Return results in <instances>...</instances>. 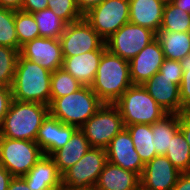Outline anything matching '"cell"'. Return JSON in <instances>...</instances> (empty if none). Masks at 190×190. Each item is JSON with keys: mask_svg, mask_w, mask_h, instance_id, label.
Masks as SVG:
<instances>
[{"mask_svg": "<svg viewBox=\"0 0 190 190\" xmlns=\"http://www.w3.org/2000/svg\"><path fill=\"white\" fill-rule=\"evenodd\" d=\"M52 72L20 54L16 63L12 96L20 102L50 105Z\"/></svg>", "mask_w": 190, "mask_h": 190, "instance_id": "cell-1", "label": "cell"}, {"mask_svg": "<svg viewBox=\"0 0 190 190\" xmlns=\"http://www.w3.org/2000/svg\"><path fill=\"white\" fill-rule=\"evenodd\" d=\"M129 61L106 50L99 62L92 91L104 102L113 104L132 86Z\"/></svg>", "mask_w": 190, "mask_h": 190, "instance_id": "cell-2", "label": "cell"}, {"mask_svg": "<svg viewBox=\"0 0 190 190\" xmlns=\"http://www.w3.org/2000/svg\"><path fill=\"white\" fill-rule=\"evenodd\" d=\"M49 114V106L37 102L12 100L0 125V136L36 141L38 130Z\"/></svg>", "mask_w": 190, "mask_h": 190, "instance_id": "cell-3", "label": "cell"}, {"mask_svg": "<svg viewBox=\"0 0 190 190\" xmlns=\"http://www.w3.org/2000/svg\"><path fill=\"white\" fill-rule=\"evenodd\" d=\"M103 104L90 86H82L71 94L55 98L49 105V113L64 124L80 129Z\"/></svg>", "mask_w": 190, "mask_h": 190, "instance_id": "cell-4", "label": "cell"}, {"mask_svg": "<svg viewBox=\"0 0 190 190\" xmlns=\"http://www.w3.org/2000/svg\"><path fill=\"white\" fill-rule=\"evenodd\" d=\"M113 104L118 108L125 126L154 124L168 114L143 85L130 86Z\"/></svg>", "mask_w": 190, "mask_h": 190, "instance_id": "cell-5", "label": "cell"}, {"mask_svg": "<svg viewBox=\"0 0 190 190\" xmlns=\"http://www.w3.org/2000/svg\"><path fill=\"white\" fill-rule=\"evenodd\" d=\"M43 155L35 141L0 136V165L13 177L26 175Z\"/></svg>", "mask_w": 190, "mask_h": 190, "instance_id": "cell-6", "label": "cell"}, {"mask_svg": "<svg viewBox=\"0 0 190 190\" xmlns=\"http://www.w3.org/2000/svg\"><path fill=\"white\" fill-rule=\"evenodd\" d=\"M125 128L123 118L114 104L104 103L80 130L91 147L106 149L111 140Z\"/></svg>", "mask_w": 190, "mask_h": 190, "instance_id": "cell-7", "label": "cell"}, {"mask_svg": "<svg viewBox=\"0 0 190 190\" xmlns=\"http://www.w3.org/2000/svg\"><path fill=\"white\" fill-rule=\"evenodd\" d=\"M107 161L106 149L92 147L62 174V187L71 190L95 187Z\"/></svg>", "mask_w": 190, "mask_h": 190, "instance_id": "cell-8", "label": "cell"}, {"mask_svg": "<svg viewBox=\"0 0 190 190\" xmlns=\"http://www.w3.org/2000/svg\"><path fill=\"white\" fill-rule=\"evenodd\" d=\"M83 17L106 41L129 22V0H104L90 9Z\"/></svg>", "mask_w": 190, "mask_h": 190, "instance_id": "cell-9", "label": "cell"}, {"mask_svg": "<svg viewBox=\"0 0 190 190\" xmlns=\"http://www.w3.org/2000/svg\"><path fill=\"white\" fill-rule=\"evenodd\" d=\"M156 38L157 33L153 30L128 22L113 33L105 45L112 54L130 61Z\"/></svg>", "mask_w": 190, "mask_h": 190, "instance_id": "cell-10", "label": "cell"}, {"mask_svg": "<svg viewBox=\"0 0 190 190\" xmlns=\"http://www.w3.org/2000/svg\"><path fill=\"white\" fill-rule=\"evenodd\" d=\"M60 42L63 58L93 50H107L105 41L84 17L66 25Z\"/></svg>", "mask_w": 190, "mask_h": 190, "instance_id": "cell-11", "label": "cell"}, {"mask_svg": "<svg viewBox=\"0 0 190 190\" xmlns=\"http://www.w3.org/2000/svg\"><path fill=\"white\" fill-rule=\"evenodd\" d=\"M19 54L51 72L62 68L63 65L64 58L60 39L35 38L22 45Z\"/></svg>", "mask_w": 190, "mask_h": 190, "instance_id": "cell-12", "label": "cell"}, {"mask_svg": "<svg viewBox=\"0 0 190 190\" xmlns=\"http://www.w3.org/2000/svg\"><path fill=\"white\" fill-rule=\"evenodd\" d=\"M180 173L165 155H157L145 164L140 186L147 190H172Z\"/></svg>", "mask_w": 190, "mask_h": 190, "instance_id": "cell-13", "label": "cell"}, {"mask_svg": "<svg viewBox=\"0 0 190 190\" xmlns=\"http://www.w3.org/2000/svg\"><path fill=\"white\" fill-rule=\"evenodd\" d=\"M164 54L156 38L129 61L130 79L133 85H142L153 77L164 61Z\"/></svg>", "mask_w": 190, "mask_h": 190, "instance_id": "cell-14", "label": "cell"}, {"mask_svg": "<svg viewBox=\"0 0 190 190\" xmlns=\"http://www.w3.org/2000/svg\"><path fill=\"white\" fill-rule=\"evenodd\" d=\"M106 154L109 162L141 176L145 164L136 152L132 138L126 128L111 140L106 148Z\"/></svg>", "mask_w": 190, "mask_h": 190, "instance_id": "cell-15", "label": "cell"}, {"mask_svg": "<svg viewBox=\"0 0 190 190\" xmlns=\"http://www.w3.org/2000/svg\"><path fill=\"white\" fill-rule=\"evenodd\" d=\"M142 85L168 114L182 113L179 85L174 83V79L157 72Z\"/></svg>", "mask_w": 190, "mask_h": 190, "instance_id": "cell-16", "label": "cell"}, {"mask_svg": "<svg viewBox=\"0 0 190 190\" xmlns=\"http://www.w3.org/2000/svg\"><path fill=\"white\" fill-rule=\"evenodd\" d=\"M30 190H61L62 175L51 156L43 155L29 172L22 176Z\"/></svg>", "mask_w": 190, "mask_h": 190, "instance_id": "cell-17", "label": "cell"}, {"mask_svg": "<svg viewBox=\"0 0 190 190\" xmlns=\"http://www.w3.org/2000/svg\"><path fill=\"white\" fill-rule=\"evenodd\" d=\"M106 50H93L63 59L62 68L83 86H91L95 79L100 59Z\"/></svg>", "mask_w": 190, "mask_h": 190, "instance_id": "cell-18", "label": "cell"}, {"mask_svg": "<svg viewBox=\"0 0 190 190\" xmlns=\"http://www.w3.org/2000/svg\"><path fill=\"white\" fill-rule=\"evenodd\" d=\"M164 6L157 0H129V22L157 33L162 24Z\"/></svg>", "mask_w": 190, "mask_h": 190, "instance_id": "cell-19", "label": "cell"}, {"mask_svg": "<svg viewBox=\"0 0 190 190\" xmlns=\"http://www.w3.org/2000/svg\"><path fill=\"white\" fill-rule=\"evenodd\" d=\"M140 187V176L127 171L109 161L106 162L99 175L96 189L99 190H138Z\"/></svg>", "mask_w": 190, "mask_h": 190, "instance_id": "cell-20", "label": "cell"}, {"mask_svg": "<svg viewBox=\"0 0 190 190\" xmlns=\"http://www.w3.org/2000/svg\"><path fill=\"white\" fill-rule=\"evenodd\" d=\"M91 148L84 133L77 129L66 145L55 151L51 157L57 166L58 172L62 175L70 167L74 166Z\"/></svg>", "mask_w": 190, "mask_h": 190, "instance_id": "cell-21", "label": "cell"}, {"mask_svg": "<svg viewBox=\"0 0 190 190\" xmlns=\"http://www.w3.org/2000/svg\"><path fill=\"white\" fill-rule=\"evenodd\" d=\"M157 39L165 59L181 61L190 54V32L158 31Z\"/></svg>", "mask_w": 190, "mask_h": 190, "instance_id": "cell-22", "label": "cell"}, {"mask_svg": "<svg viewBox=\"0 0 190 190\" xmlns=\"http://www.w3.org/2000/svg\"><path fill=\"white\" fill-rule=\"evenodd\" d=\"M125 128L128 130L135 150L144 164L157 156L151 124H133L125 126Z\"/></svg>", "mask_w": 190, "mask_h": 190, "instance_id": "cell-23", "label": "cell"}, {"mask_svg": "<svg viewBox=\"0 0 190 190\" xmlns=\"http://www.w3.org/2000/svg\"><path fill=\"white\" fill-rule=\"evenodd\" d=\"M155 152L165 155L171 139L179 131V114H167L163 119L151 124Z\"/></svg>", "mask_w": 190, "mask_h": 190, "instance_id": "cell-24", "label": "cell"}, {"mask_svg": "<svg viewBox=\"0 0 190 190\" xmlns=\"http://www.w3.org/2000/svg\"><path fill=\"white\" fill-rule=\"evenodd\" d=\"M165 156L180 172H190V146L180 130L171 139Z\"/></svg>", "mask_w": 190, "mask_h": 190, "instance_id": "cell-25", "label": "cell"}, {"mask_svg": "<svg viewBox=\"0 0 190 190\" xmlns=\"http://www.w3.org/2000/svg\"><path fill=\"white\" fill-rule=\"evenodd\" d=\"M33 16L38 24L40 37L60 39L67 24L52 9L45 8L33 13Z\"/></svg>", "mask_w": 190, "mask_h": 190, "instance_id": "cell-26", "label": "cell"}, {"mask_svg": "<svg viewBox=\"0 0 190 190\" xmlns=\"http://www.w3.org/2000/svg\"><path fill=\"white\" fill-rule=\"evenodd\" d=\"M159 31L190 32V13L174 6L171 2L167 3L164 6Z\"/></svg>", "mask_w": 190, "mask_h": 190, "instance_id": "cell-27", "label": "cell"}, {"mask_svg": "<svg viewBox=\"0 0 190 190\" xmlns=\"http://www.w3.org/2000/svg\"><path fill=\"white\" fill-rule=\"evenodd\" d=\"M83 85L63 68L56 69L51 74V98L50 103L59 97L71 94Z\"/></svg>", "mask_w": 190, "mask_h": 190, "instance_id": "cell-28", "label": "cell"}, {"mask_svg": "<svg viewBox=\"0 0 190 190\" xmlns=\"http://www.w3.org/2000/svg\"><path fill=\"white\" fill-rule=\"evenodd\" d=\"M15 29L19 45L40 37L38 24L32 13L22 10L14 11Z\"/></svg>", "mask_w": 190, "mask_h": 190, "instance_id": "cell-29", "label": "cell"}, {"mask_svg": "<svg viewBox=\"0 0 190 190\" xmlns=\"http://www.w3.org/2000/svg\"><path fill=\"white\" fill-rule=\"evenodd\" d=\"M18 55L19 50L0 46V87H12Z\"/></svg>", "mask_w": 190, "mask_h": 190, "instance_id": "cell-30", "label": "cell"}, {"mask_svg": "<svg viewBox=\"0 0 190 190\" xmlns=\"http://www.w3.org/2000/svg\"><path fill=\"white\" fill-rule=\"evenodd\" d=\"M0 46L21 49L15 29L14 11L3 7H0Z\"/></svg>", "mask_w": 190, "mask_h": 190, "instance_id": "cell-31", "label": "cell"}, {"mask_svg": "<svg viewBox=\"0 0 190 190\" xmlns=\"http://www.w3.org/2000/svg\"><path fill=\"white\" fill-rule=\"evenodd\" d=\"M55 129H58V119L49 113L39 128L35 141L44 155L51 156L54 153Z\"/></svg>", "mask_w": 190, "mask_h": 190, "instance_id": "cell-32", "label": "cell"}, {"mask_svg": "<svg viewBox=\"0 0 190 190\" xmlns=\"http://www.w3.org/2000/svg\"><path fill=\"white\" fill-rule=\"evenodd\" d=\"M48 8L52 9L66 24L83 18L76 5V0H48Z\"/></svg>", "mask_w": 190, "mask_h": 190, "instance_id": "cell-33", "label": "cell"}, {"mask_svg": "<svg viewBox=\"0 0 190 190\" xmlns=\"http://www.w3.org/2000/svg\"><path fill=\"white\" fill-rule=\"evenodd\" d=\"M180 63L184 71L179 86L182 112H184L190 111V54L181 59Z\"/></svg>", "mask_w": 190, "mask_h": 190, "instance_id": "cell-34", "label": "cell"}, {"mask_svg": "<svg viewBox=\"0 0 190 190\" xmlns=\"http://www.w3.org/2000/svg\"><path fill=\"white\" fill-rule=\"evenodd\" d=\"M159 72L163 74V77L174 79V83L180 86L184 72L180 61L164 59Z\"/></svg>", "mask_w": 190, "mask_h": 190, "instance_id": "cell-35", "label": "cell"}, {"mask_svg": "<svg viewBox=\"0 0 190 190\" xmlns=\"http://www.w3.org/2000/svg\"><path fill=\"white\" fill-rule=\"evenodd\" d=\"M77 129L76 126L64 124L58 119V129H55L54 135V152L66 145Z\"/></svg>", "mask_w": 190, "mask_h": 190, "instance_id": "cell-36", "label": "cell"}, {"mask_svg": "<svg viewBox=\"0 0 190 190\" xmlns=\"http://www.w3.org/2000/svg\"><path fill=\"white\" fill-rule=\"evenodd\" d=\"M12 100V89L8 87H0V125L9 111Z\"/></svg>", "mask_w": 190, "mask_h": 190, "instance_id": "cell-37", "label": "cell"}, {"mask_svg": "<svg viewBox=\"0 0 190 190\" xmlns=\"http://www.w3.org/2000/svg\"><path fill=\"white\" fill-rule=\"evenodd\" d=\"M45 8H48V0H23L21 10L33 14Z\"/></svg>", "mask_w": 190, "mask_h": 190, "instance_id": "cell-38", "label": "cell"}, {"mask_svg": "<svg viewBox=\"0 0 190 190\" xmlns=\"http://www.w3.org/2000/svg\"><path fill=\"white\" fill-rule=\"evenodd\" d=\"M179 130L190 146V111H184L179 114Z\"/></svg>", "mask_w": 190, "mask_h": 190, "instance_id": "cell-39", "label": "cell"}, {"mask_svg": "<svg viewBox=\"0 0 190 190\" xmlns=\"http://www.w3.org/2000/svg\"><path fill=\"white\" fill-rule=\"evenodd\" d=\"M104 0H76L78 10L82 15L86 14L90 9L98 6Z\"/></svg>", "mask_w": 190, "mask_h": 190, "instance_id": "cell-40", "label": "cell"}, {"mask_svg": "<svg viewBox=\"0 0 190 190\" xmlns=\"http://www.w3.org/2000/svg\"><path fill=\"white\" fill-rule=\"evenodd\" d=\"M172 190H190V172H181Z\"/></svg>", "mask_w": 190, "mask_h": 190, "instance_id": "cell-41", "label": "cell"}, {"mask_svg": "<svg viewBox=\"0 0 190 190\" xmlns=\"http://www.w3.org/2000/svg\"><path fill=\"white\" fill-rule=\"evenodd\" d=\"M7 190H30L23 177H13Z\"/></svg>", "mask_w": 190, "mask_h": 190, "instance_id": "cell-42", "label": "cell"}, {"mask_svg": "<svg viewBox=\"0 0 190 190\" xmlns=\"http://www.w3.org/2000/svg\"><path fill=\"white\" fill-rule=\"evenodd\" d=\"M13 176L0 165V190H7Z\"/></svg>", "mask_w": 190, "mask_h": 190, "instance_id": "cell-43", "label": "cell"}, {"mask_svg": "<svg viewBox=\"0 0 190 190\" xmlns=\"http://www.w3.org/2000/svg\"><path fill=\"white\" fill-rule=\"evenodd\" d=\"M23 0H0V7L13 11L21 10Z\"/></svg>", "mask_w": 190, "mask_h": 190, "instance_id": "cell-44", "label": "cell"}, {"mask_svg": "<svg viewBox=\"0 0 190 190\" xmlns=\"http://www.w3.org/2000/svg\"><path fill=\"white\" fill-rule=\"evenodd\" d=\"M171 3L181 9L190 13V0H171Z\"/></svg>", "mask_w": 190, "mask_h": 190, "instance_id": "cell-45", "label": "cell"}, {"mask_svg": "<svg viewBox=\"0 0 190 190\" xmlns=\"http://www.w3.org/2000/svg\"><path fill=\"white\" fill-rule=\"evenodd\" d=\"M61 190H71V189H68V188H63ZM79 190H95V187H90L88 189H79Z\"/></svg>", "mask_w": 190, "mask_h": 190, "instance_id": "cell-46", "label": "cell"}, {"mask_svg": "<svg viewBox=\"0 0 190 190\" xmlns=\"http://www.w3.org/2000/svg\"><path fill=\"white\" fill-rule=\"evenodd\" d=\"M157 1H159V2H161V3H163V4H167V3H169V2H171V0H157Z\"/></svg>", "mask_w": 190, "mask_h": 190, "instance_id": "cell-47", "label": "cell"}, {"mask_svg": "<svg viewBox=\"0 0 190 190\" xmlns=\"http://www.w3.org/2000/svg\"><path fill=\"white\" fill-rule=\"evenodd\" d=\"M138 190H147V189H145V188H143V187L140 186V187L138 188Z\"/></svg>", "mask_w": 190, "mask_h": 190, "instance_id": "cell-48", "label": "cell"}]
</instances>
